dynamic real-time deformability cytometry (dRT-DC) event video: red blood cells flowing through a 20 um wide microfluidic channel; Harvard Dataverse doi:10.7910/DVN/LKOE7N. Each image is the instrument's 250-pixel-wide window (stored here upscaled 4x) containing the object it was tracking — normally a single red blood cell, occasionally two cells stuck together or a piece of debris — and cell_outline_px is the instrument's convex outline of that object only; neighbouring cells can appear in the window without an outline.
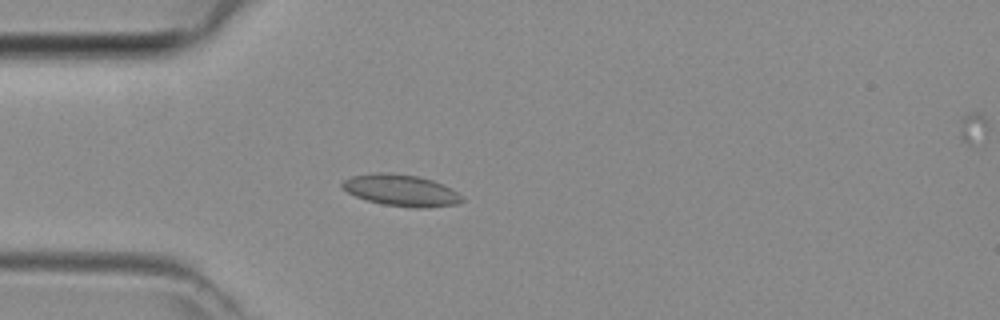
{"species": "common noctule bat (a hibernating species)", "species_latin": "Nyctalus noctula", "temperature_condition": "room temperature", "stored_images_in_passage": 39, "camera_frame_rate_fps": 3000, "um_per_image_px": 0.085, "animal": {"sex": "female", "body_mass_g": 29.2, "forearm_length_mm": 56.3}, "frame": {"image": 1, "passage_image": 6, "time_ms": 1.667, "image_size_px": [1000, 320], "cell_outline_px": [[464, 200], [456, 204], [420, 208], [416, 208], [384, 204], [368, 200], [356, 196], [348, 192], [340, 184], [344, 180], [352, 176], [376, 172], [392, 172], [416, 176], [432, 180], [444, 184], [452, 188], [464, 196]], "centroid_in_image_um": [34.13, 16.16], "position_along_channel_um": 50.9, "area_um2": 21.96}}
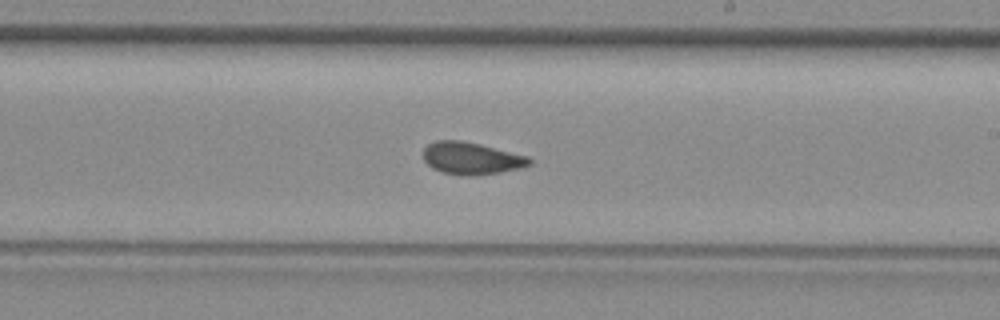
{"frame": {"image": 2, "passage_image": 20, "time_ms": 6.333, "image_size_px": [1000, 320], "cell_outline_px": [[532, 164], [520, 168], [500, 172], [472, 176], [468, 176], [444, 172], [432, 168], [424, 160], [424, 148], [428, 144], [436, 140], [460, 140], [480, 144], [528, 156], [532, 160]], "centroid_in_image_um": [40.08, 13.45], "position_along_channel_um": 248.9, "area_um2": 19.83}}
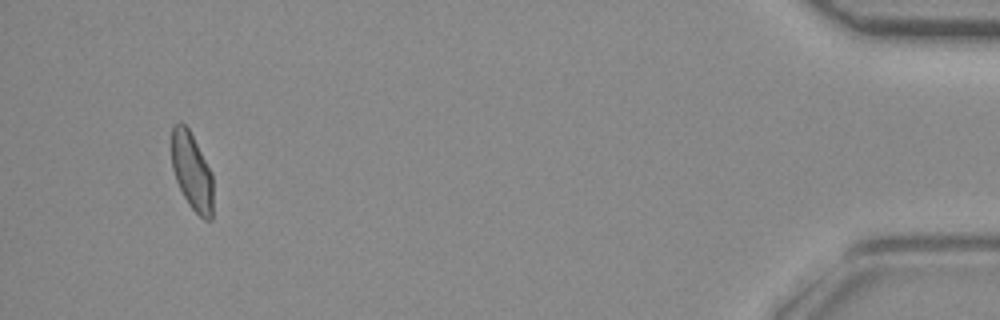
{"frame": {"image": 3, "passage_image": 37, "time_ms": 12.0, "image_size_px": [1000, 320], "cell_outline_px": [[212, 220], [204, 220], [188, 204], [176, 180], [172, 168], [172, 128], [176, 124], [184, 124], [188, 128], [212, 172]], "centroid_in_image_um": [16.32, 14.6], "position_along_channel_um": 418.9, "area_um2": 18.44}}